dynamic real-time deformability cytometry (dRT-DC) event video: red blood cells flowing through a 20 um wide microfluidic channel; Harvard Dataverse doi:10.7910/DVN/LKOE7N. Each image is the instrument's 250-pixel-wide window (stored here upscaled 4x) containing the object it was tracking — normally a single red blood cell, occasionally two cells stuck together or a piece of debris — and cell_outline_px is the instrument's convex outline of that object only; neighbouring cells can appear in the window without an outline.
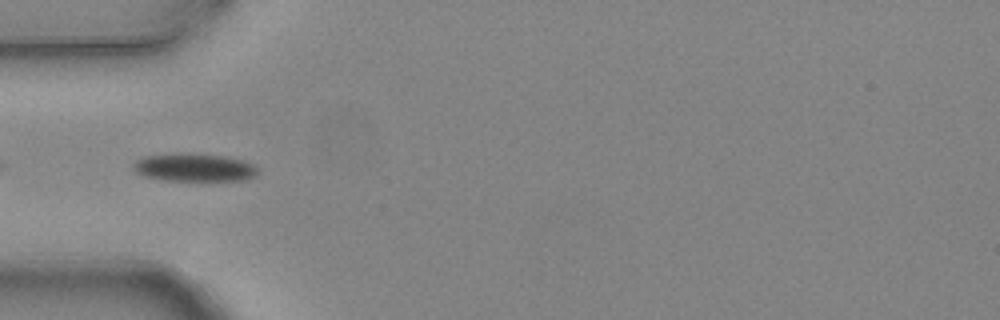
{"species": "common noctule bat (a hibernating species)", "species_latin": "Nyctalus noctula", "temperature_condition": "warm", "stored_images_in_passage": 6, "camera_frame_rate_fps": 3000, "um_per_image_px": 0.085, "animal": {"sex": "female", "body_mass_g": 24.6, "forearm_length_mm": 56.2}, "frame": {"image": 1, "passage_image": 5, "time_ms": 1.333, "image_size_px": [1000, 320], "cell_outline_px": [[256, 172], [252, 176], [244, 180], [164, 180], [144, 176], [136, 172], [132, 168], [132, 164], [136, 160], [144, 156], [180, 152], [224, 156], [240, 160], [252, 164], [256, 168]], "centroid_in_image_um": [16.41, 14.22], "position_along_channel_um": 68.6, "area_um2": 20.11}}
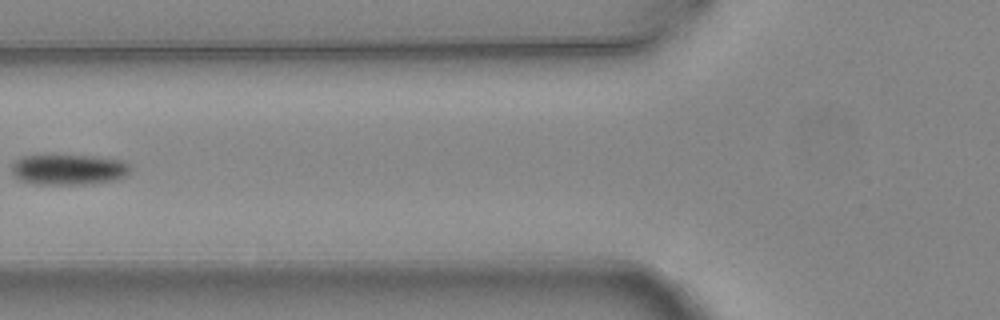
{"frame": {"image": 2, "passage_image": 6, "time_ms": 1.667, "image_size_px": [1000, 320], "cell_outline_px": [[128, 172], [124, 176], [116, 180], [84, 184], [36, 184], [20, 180], [12, 176], [12, 164], [20, 156], [92, 156], [120, 160], [128, 164]], "centroid_in_image_um": [5.77, 14.42], "position_along_channel_um": 120.0, "area_um2": 20.81}}